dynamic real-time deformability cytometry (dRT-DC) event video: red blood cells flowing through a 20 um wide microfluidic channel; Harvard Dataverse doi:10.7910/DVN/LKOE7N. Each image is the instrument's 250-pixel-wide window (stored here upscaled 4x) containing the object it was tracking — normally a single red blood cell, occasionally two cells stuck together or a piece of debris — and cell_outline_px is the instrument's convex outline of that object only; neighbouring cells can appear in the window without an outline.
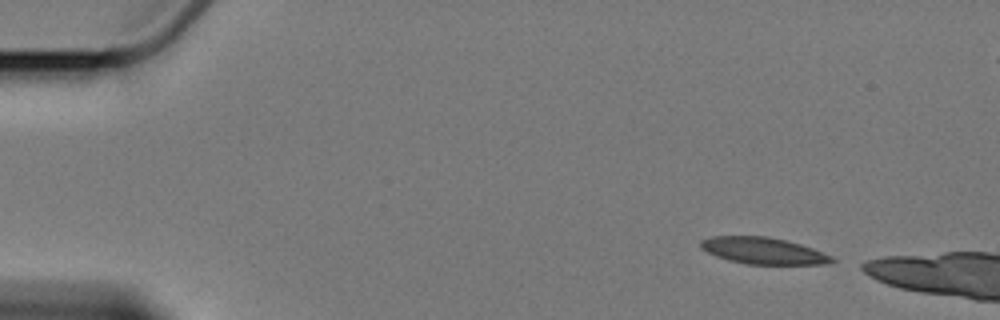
{"species": "Egyptian fruit bat (a non-hibernating species)", "species_latin": "Rousettus aegyptiacus", "temperature_condition": "cold", "stored_images_in_passage": 2, "camera_frame_rate_fps": 3000, "um_per_image_px": 0.085, "animal": {"sex": "female"}, "frame": {"image": 1, "passage_image": 1, "time_ms": 0.0, "image_size_px": [1000, 320], "cell_outline_px": [[836, 260], [828, 264], [748, 264], [728, 260], [716, 256], [700, 248], [700, 240], [712, 236], [768, 236], [800, 244], [812, 248], [832, 256]], "centroid_in_image_um": [64.86, 21.31], "position_along_channel_um": 20.1, "area_um2": 20.29}}